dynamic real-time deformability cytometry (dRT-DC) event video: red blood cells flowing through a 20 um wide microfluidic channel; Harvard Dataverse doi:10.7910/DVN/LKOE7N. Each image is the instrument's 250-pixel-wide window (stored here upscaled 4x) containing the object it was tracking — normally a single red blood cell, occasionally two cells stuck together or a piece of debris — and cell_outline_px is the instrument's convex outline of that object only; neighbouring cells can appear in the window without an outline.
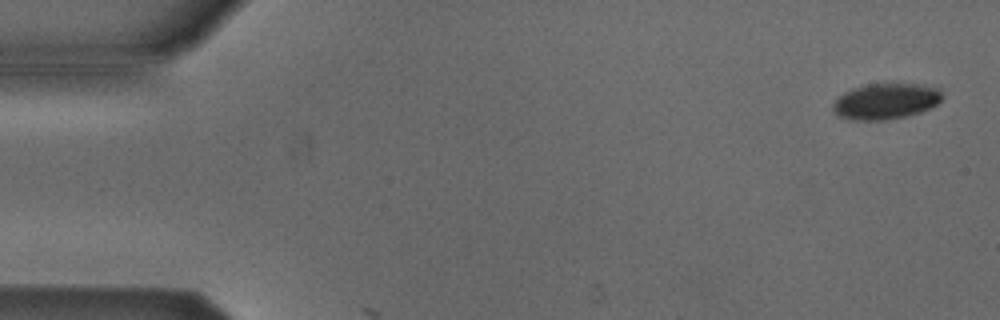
{"species": "Egyptian fruit bat (a non-hibernating species)", "species_latin": "Rousettus aegyptiacus", "temperature_condition": "cold", "stored_images_in_passage": 8, "camera_frame_rate_fps": 3000, "um_per_image_px": 0.085, "animal": {"sex": "male"}, "frame": {"image": 1, "passage_image": 1, "time_ms": 0.0, "image_size_px": [1000, 320], "cell_outline_px": [[940, 100], [936, 104], [920, 112], [904, 116], [884, 120], [852, 120], [836, 116], [832, 112], [832, 104], [844, 92], [852, 88], [868, 84], [916, 84], [936, 88], [940, 92]], "centroid_in_image_um": [75.19, 8.62], "position_along_channel_um": 9.8, "area_um2": 22.54}}
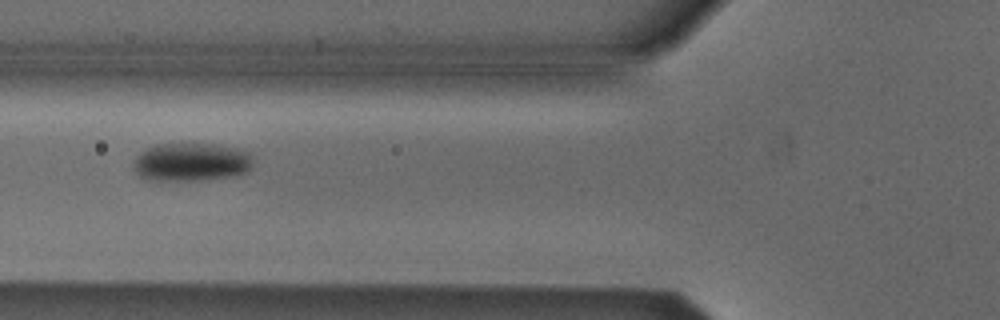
{"frame": {"image": 2, "passage_image": 5, "time_ms": 6.0, "image_size_px": [1000, 320], "cell_outline_px": [[252, 164], [248, 172], [236, 176], [200, 180], [148, 180], [140, 176], [136, 172], [132, 164], [136, 156], [140, 152], [156, 144], [212, 144], [236, 148], [248, 152], [252, 156]], "centroid_in_image_um": [16.26, 13.78], "position_along_channel_um": 109.5, "area_um2": 26.82}}
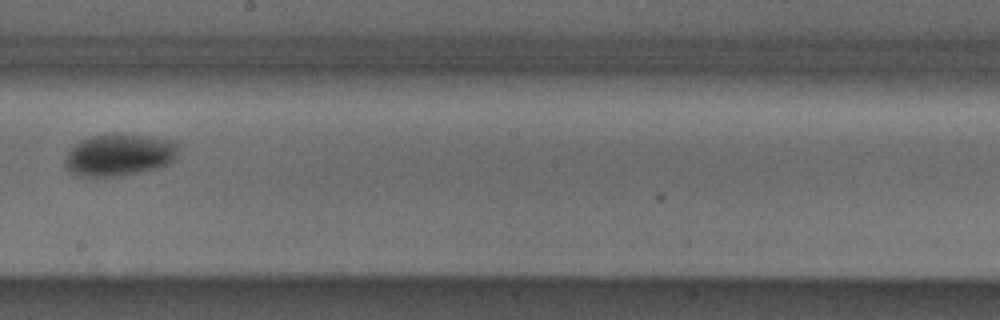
{"frame": {"image": 3, "passage_image": 8, "time_ms": 9.333, "image_size_px": [1000, 320], "cell_outline_px": [[180, 144], [176, 156], [168, 164], [156, 168], [140, 172], [120, 176], [80, 176], [72, 172], [64, 164], [64, 160], [68, 152], [80, 140], [92, 136], [148, 136], [172, 140]], "centroid_in_image_um": [10.16, 13.19], "position_along_channel_um": 238.0, "area_um2": 27.11}}